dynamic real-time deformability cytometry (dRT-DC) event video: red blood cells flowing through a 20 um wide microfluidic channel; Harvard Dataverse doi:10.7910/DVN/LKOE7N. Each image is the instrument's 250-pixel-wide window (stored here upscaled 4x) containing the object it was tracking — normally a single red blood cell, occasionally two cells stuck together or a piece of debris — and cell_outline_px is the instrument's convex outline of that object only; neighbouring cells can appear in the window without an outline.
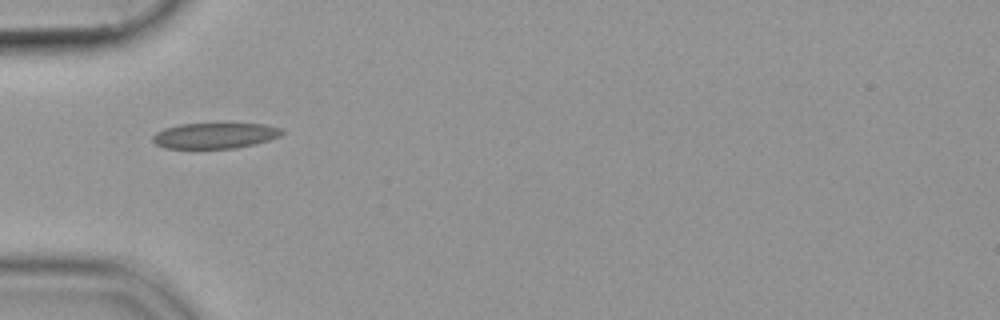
{"species": "common noctule bat (a hibernating species)", "species_latin": "Nyctalus noctula", "temperature_condition": "cold", "stored_images_in_passage": 37, "camera_frame_rate_fps": 3000, "um_per_image_px": 0.085, "animal": {"sex": "female", "body_mass_g": 19.9}, "frame": {"image": 1, "passage_image": 1, "time_ms": 0.0, "image_size_px": [1000, 320], "cell_outline_px": [[284, 132], [280, 136], [256, 144], [236, 148], [164, 148], [156, 144], [152, 140], [152, 136], [156, 132], [164, 128], [180, 124], [264, 124], [280, 128]], "centroid_in_image_um": [18.25, 11.53], "position_along_channel_um": 66.7, "area_um2": 19.25}}
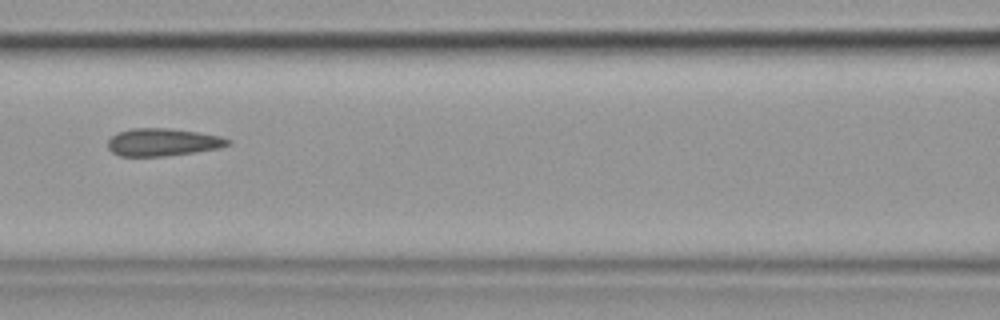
{"frame": {"image": 2, "passage_image": 8, "time_ms": 2.333, "image_size_px": [1000, 320], "cell_outline_px": [[232, 144], [220, 148], [196, 152], [164, 156], [120, 156], [112, 152], [108, 148], [108, 140], [116, 132], [132, 128], [168, 128], [196, 132], [220, 136], [232, 140]], "centroid_in_image_um": [13.84, 12.08], "position_along_channel_um": 152.8, "area_um2": 19.42}}
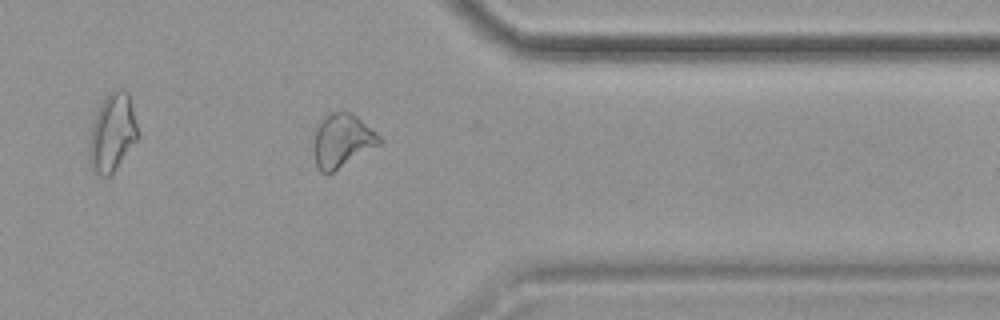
{"frame": {"image": 3, "passage_image": 27, "time_ms": 8.667, "image_size_px": [1000, 320], "cell_outline_px": [[384, 140], [380, 144], [332, 172], [320, 172], [316, 164], [312, 144], [316, 128], [320, 120], [324, 116], [332, 112], [352, 112], [376, 132]], "centroid_in_image_um": [29.06, 11.93], "position_along_channel_um": 382.3, "area_um2": 20.4}}